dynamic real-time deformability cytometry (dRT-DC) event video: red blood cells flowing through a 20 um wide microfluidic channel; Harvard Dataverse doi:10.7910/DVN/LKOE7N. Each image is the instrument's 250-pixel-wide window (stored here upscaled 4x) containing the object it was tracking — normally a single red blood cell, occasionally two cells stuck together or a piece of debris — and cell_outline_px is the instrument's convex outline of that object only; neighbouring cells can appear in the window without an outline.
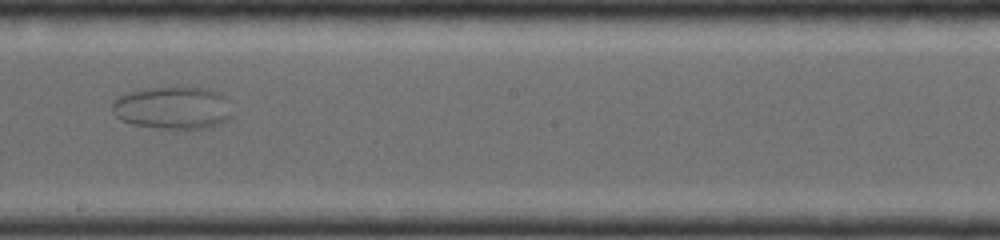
{"species": "common noctule bat (a hibernating species)", "species_latin": "Nyctalus noctula", "temperature_condition": "room temperature", "stored_images_in_passage": 18, "camera_frame_rate_fps": 4000, "um_per_image_px": 0.085, "animal": {"sex": "female", "body_mass_g": 19.0, "forearm_length_mm": 56.7}, "frame": {"image": 1, "passage_image": 11, "time_ms": 8.0, "image_size_px": [1000, 240], "cell_outline_px": [[232, 116], [228, 120], [220, 124], [208, 128], [160, 128], [132, 124], [120, 120], [116, 116], [112, 108], [112, 100], [120, 96], [144, 88], [180, 84], [208, 88], [220, 92], [224, 96]], "centroid_in_image_um": [14.7, 9.12], "position_along_channel_um": 233.5, "area_um2": 30.46}}
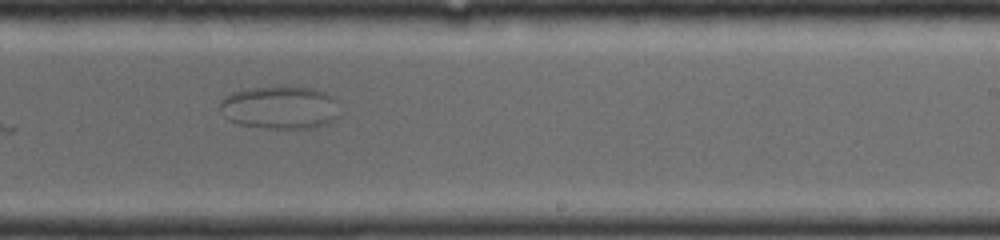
{"frame": {"image": 2, "passage_image": 12, "time_ms": 8.75, "image_size_px": [1000, 240], "cell_outline_px": [[340, 116], [328, 124], [316, 128], [268, 128], [240, 124], [228, 120], [224, 116], [220, 108], [220, 100], [224, 96], [232, 92], [252, 88], [312, 88], [324, 92], [332, 96], [336, 100]], "centroid_in_image_um": [23.82, 9.16], "position_along_channel_um": 265.2, "area_um2": 29.82}}
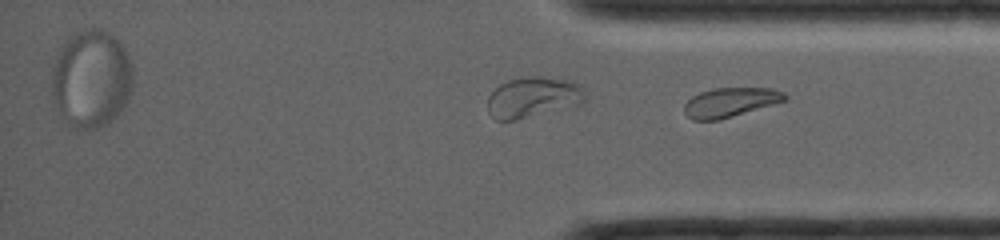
{"frame": {"image": 3, "passage_image": 18, "time_ms": 14.0, "image_size_px": [1000, 240], "cell_outline_px": [[788, 96], [784, 100], [772, 104], [720, 120], [692, 120], [684, 112], [684, 104], [692, 96], [700, 92], [712, 88], [772, 88], [784, 92]], "centroid_in_image_um": [62.03, 8.69], "position_along_channel_um": 373.2, "area_um2": 17.05}}